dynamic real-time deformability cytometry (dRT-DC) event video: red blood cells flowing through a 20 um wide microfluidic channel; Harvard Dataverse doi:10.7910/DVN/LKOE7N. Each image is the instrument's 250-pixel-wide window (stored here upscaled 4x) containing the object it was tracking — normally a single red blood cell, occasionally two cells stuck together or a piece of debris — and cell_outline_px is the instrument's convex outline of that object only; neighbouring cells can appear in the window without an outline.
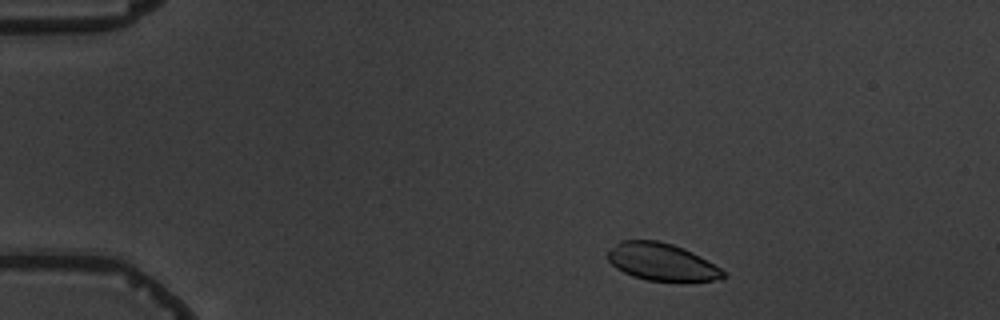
{"species": "common noctule bat (a hibernating species)", "species_latin": "Nyctalus noctula", "temperature_condition": "warm", "stored_images_in_passage": 4, "camera_frame_rate_fps": 3000, "um_per_image_px": 0.085, "animal": {"sex": "male", "body_mass_g": 19.5, "forearm_length_mm": 54.6}, "frame": {"image": 1, "passage_image": 1, "time_ms": 0.0, "image_size_px": [1000, 320], "cell_outline_px": [[724, 276], [720, 280], [648, 280], [632, 276], [616, 268], [608, 260], [608, 252], [620, 240], [656, 240], [672, 244], [684, 248], [700, 256], [720, 268], [724, 272]], "centroid_in_image_um": [56.22, 22.24], "position_along_channel_um": 28.8, "area_um2": 24.68}}